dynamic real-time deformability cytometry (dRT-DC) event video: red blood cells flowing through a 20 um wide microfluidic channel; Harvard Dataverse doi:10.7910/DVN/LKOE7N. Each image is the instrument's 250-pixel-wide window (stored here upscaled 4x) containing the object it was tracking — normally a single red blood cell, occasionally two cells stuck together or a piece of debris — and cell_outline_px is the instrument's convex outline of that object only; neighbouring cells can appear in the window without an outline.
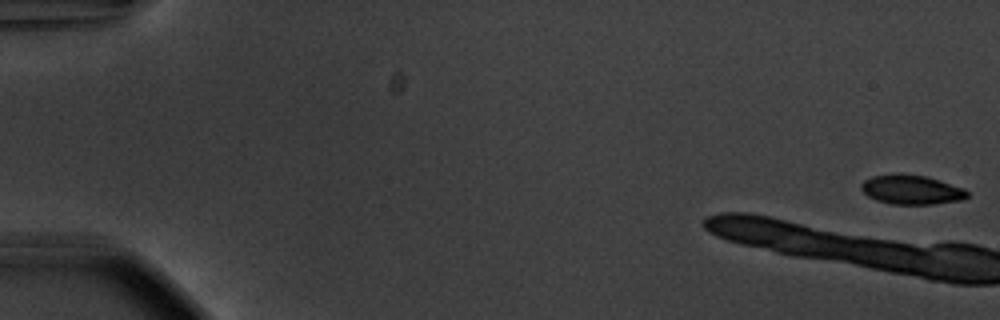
{"species": "common noctule bat (a hibernating species)", "species_latin": "Nyctalus noctula", "temperature_condition": "warm", "stored_images_in_passage": 19, "camera_frame_rate_fps": 3000, "um_per_image_px": 0.085, "animal": {"sex": "male", "body_mass_g": 20.1, "forearm_length_mm": 53.5}, "frame": {"image": 1, "passage_image": 1, "time_ms": 0.0, "image_size_px": [1000, 320], "cell_outline_px": [[968, 196], [964, 200], [932, 204], [888, 204], [876, 200], [868, 196], [860, 188], [860, 184], [864, 180], [872, 176], [892, 172], [900, 172], [924, 176], [964, 188], [968, 192]], "centroid_in_image_um": [77.43, 16.11], "position_along_channel_um": 7.6, "area_um2": 18.44}}